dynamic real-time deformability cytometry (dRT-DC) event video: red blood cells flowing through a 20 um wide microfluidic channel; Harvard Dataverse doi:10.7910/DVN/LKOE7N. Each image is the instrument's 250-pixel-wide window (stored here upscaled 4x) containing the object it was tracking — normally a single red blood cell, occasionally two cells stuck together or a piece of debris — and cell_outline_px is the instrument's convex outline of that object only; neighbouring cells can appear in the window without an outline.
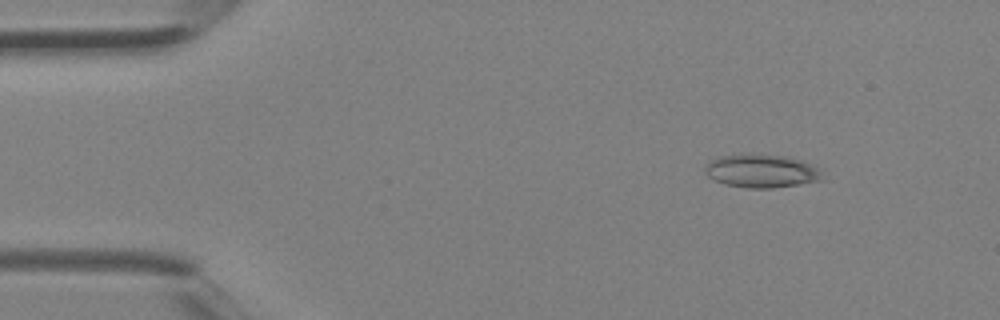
{"species": "Egyptian fruit bat (a non-hibernating species)", "species_latin": "Rousettus aegyptiacus", "temperature_condition": "room temperature", "stored_images_in_passage": 4, "camera_frame_rate_fps": 3000, "um_per_image_px": 0.085, "animal": {"sex": "female"}, "frame": {"image": 1, "passage_image": 2, "time_ms": 0.333, "image_size_px": [1000, 320], "cell_outline_px": [[824, 180], [772, 188], [748, 188], [724, 184], [712, 180], [704, 172], [704, 168], [708, 160], [720, 156], [784, 156], [800, 160], [820, 168]], "centroid_in_image_um": [64.71, 14.57], "position_along_channel_um": 20.3, "area_um2": 22.37}}